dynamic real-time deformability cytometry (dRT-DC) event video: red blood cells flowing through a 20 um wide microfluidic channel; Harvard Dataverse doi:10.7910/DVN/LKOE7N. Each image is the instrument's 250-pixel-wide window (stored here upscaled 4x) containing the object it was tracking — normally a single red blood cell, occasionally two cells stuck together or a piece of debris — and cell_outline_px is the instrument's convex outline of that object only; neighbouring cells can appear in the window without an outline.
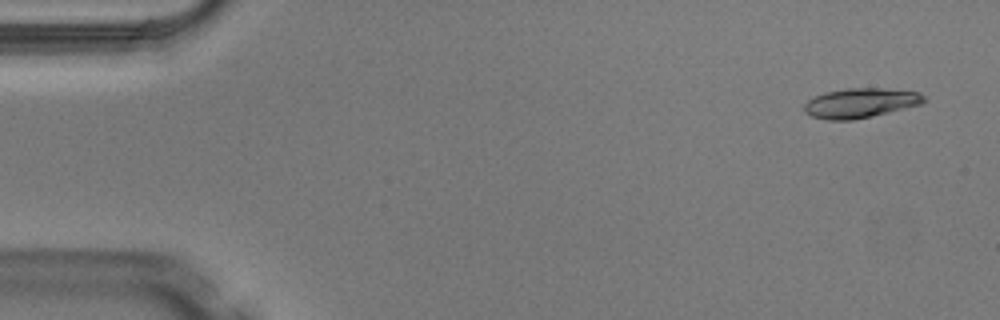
{"species": "Egyptian fruit bat (a non-hibernating species)", "species_latin": "Rousettus aegyptiacus", "temperature_condition": "warm", "stored_images_in_passage": 4, "segment_of_instrument_passage": [2, 2], "camera_frame_rate_fps": 3000, "um_per_image_px": 0.085, "animal": {"sex": "male"}, "frame": {"image": 1, "passage_image": 4, "time_ms": 1.0, "image_size_px": [1000, 320], "cell_outline_px": [[928, 100], [920, 104], [872, 116], [852, 120], [828, 120], [812, 116], [804, 112], [804, 104], [808, 100], [824, 92], [848, 88], [884, 88], [920, 92]], "centroid_in_image_um": [73.14, 8.75], "position_along_channel_um": 11.9, "area_um2": 20.63}}